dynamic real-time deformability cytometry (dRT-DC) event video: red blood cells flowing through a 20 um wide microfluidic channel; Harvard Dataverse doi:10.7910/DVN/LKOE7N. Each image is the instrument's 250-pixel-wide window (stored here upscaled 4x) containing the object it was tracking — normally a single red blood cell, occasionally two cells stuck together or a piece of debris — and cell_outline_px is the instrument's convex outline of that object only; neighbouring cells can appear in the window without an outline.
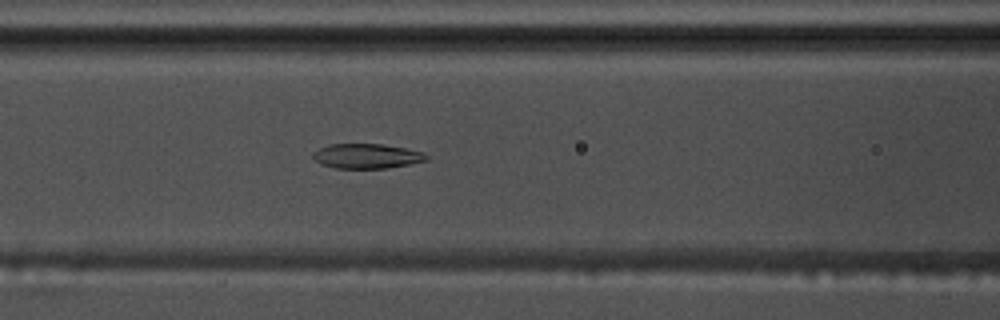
{"species": "common noctule bat (a hibernating species)", "species_latin": "Nyctalus noctula", "temperature_condition": "warm", "stored_images_in_passage": 37, "camera_frame_rate_fps": 3000, "um_per_image_px": 0.085, "animal": {"sex": "male", "body_mass_g": 17.5, "forearm_length_mm": 52.3}, "frame": {"image": 1, "passage_image": 13, "time_ms": 4.0, "image_size_px": [1000, 320], "cell_outline_px": [[428, 160], [388, 168], [336, 168], [320, 164], [312, 156], [312, 152], [328, 144], [380, 144], [404, 148], [424, 152], [428, 156]], "centroid_in_image_um": [31.16, 13.26], "position_along_channel_um": 135.4, "area_um2": 16.3}}
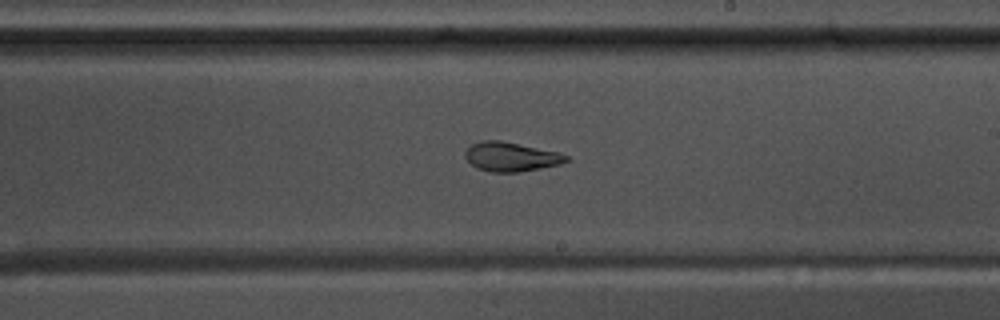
{"frame": {"image": 2, "passage_image": 22, "time_ms": 7.0, "image_size_px": [1000, 320], "cell_outline_px": [[568, 160], [560, 164], [520, 172], [492, 172], [476, 168], [464, 156], [464, 152], [472, 144], [484, 140], [500, 140], [560, 152], [568, 156]], "centroid_in_image_um": [43.43, 13.32], "position_along_channel_um": 245.6, "area_um2": 17.17}}
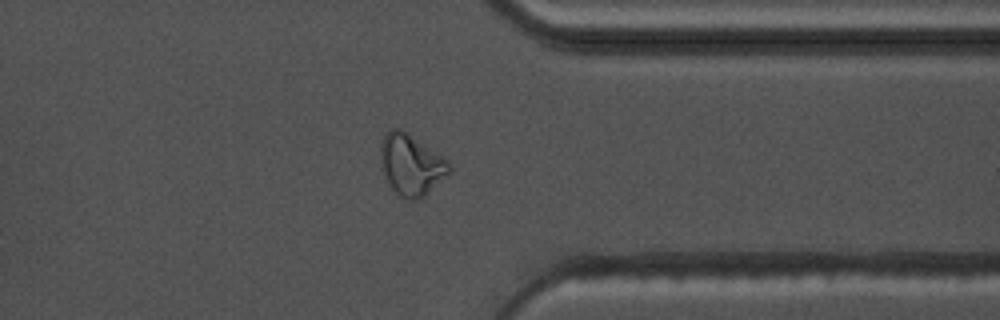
{"frame": {"image": 3, "passage_image": 33, "time_ms": 10.667, "image_size_px": [1000, 320], "cell_outline_px": [[452, 168], [424, 196], [416, 200], [408, 200], [400, 196], [392, 188], [384, 172], [380, 148], [384, 136], [392, 128], [400, 128], [448, 160]], "centroid_in_image_um": [34.95, 14.0], "position_along_channel_um": 376.5, "area_um2": 23.58}}